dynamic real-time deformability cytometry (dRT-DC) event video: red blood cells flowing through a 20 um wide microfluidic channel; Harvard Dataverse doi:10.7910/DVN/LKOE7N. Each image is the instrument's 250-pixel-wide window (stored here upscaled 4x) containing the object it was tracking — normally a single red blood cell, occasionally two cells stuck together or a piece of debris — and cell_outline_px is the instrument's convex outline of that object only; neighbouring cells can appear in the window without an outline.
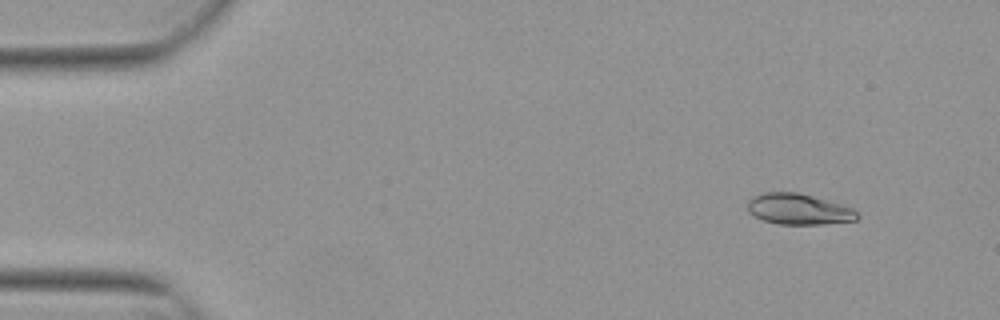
{"species": "Egyptian fruit bat (a non-hibernating species)", "species_latin": "Rousettus aegyptiacus", "temperature_condition": "warm", "stored_images_in_passage": 53, "camera_frame_rate_fps": 3000, "um_per_image_px": 0.085, "animal": {"sex": "female"}, "frame": {"image": 1, "passage_image": 5, "time_ms": 1.333, "image_size_px": [1000, 320], "cell_outline_px": [[860, 216], [856, 220], [824, 224], [776, 224], [764, 220], [748, 212], [748, 200], [752, 196], [760, 192], [796, 192], [812, 196], [840, 204], [852, 208]], "centroid_in_image_um": [67.85, 17.77], "position_along_channel_um": 17.2, "area_um2": 19.65}}
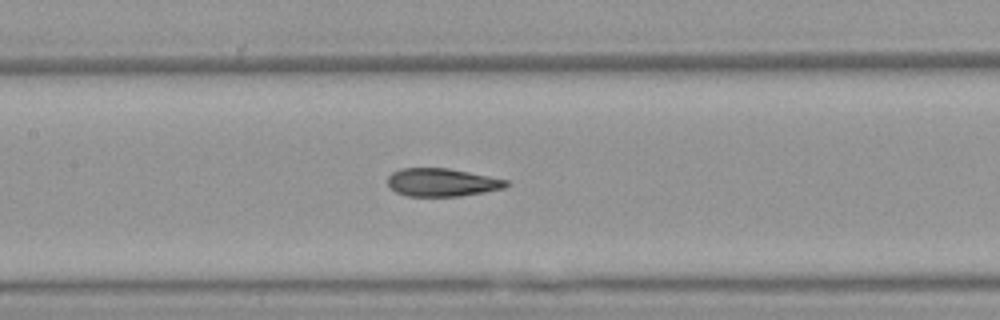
{"frame": {"image": 2, "passage_image": 25, "time_ms": 8.0, "image_size_px": [1000, 320], "cell_outline_px": [[512, 184], [504, 188], [484, 192], [460, 196], [404, 196], [396, 192], [388, 184], [388, 176], [392, 172], [400, 168], [448, 168], [508, 180]], "centroid_in_image_um": [37.57, 15.5], "position_along_channel_um": 169.8, "area_um2": 19.42}}
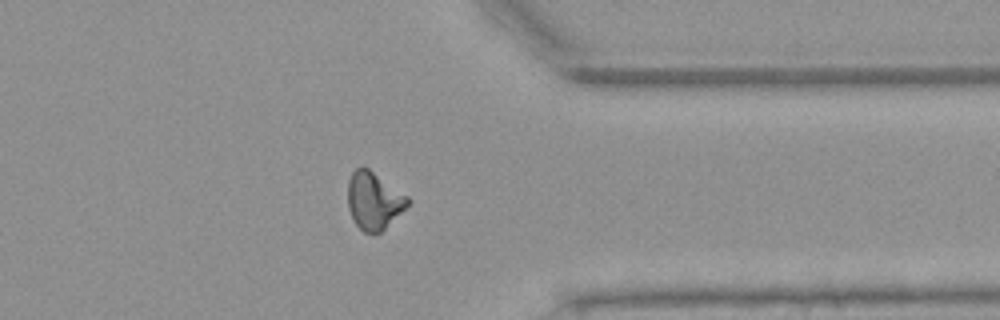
{"frame": {"image": 3, "passage_image": 42, "time_ms": 13.667, "image_size_px": [1000, 320], "cell_outline_px": [[412, 200], [380, 232], [372, 236], [364, 232], [356, 224], [348, 208], [348, 180], [352, 172], [356, 168], [368, 168], [408, 196]], "centroid_in_image_um": [31.76, 17.06], "position_along_channel_um": 379.6, "area_um2": 19.77}, "authors_computed_cell_mechanics": {"area_um2": 19.8254, "velocity_mm_per_s": 3.8474, "shape_relaxation_time_tau1_ms": 7.4837, "shape_relaxation_time_tau2_ms": 1.5561, "deformation_change_tau1": 0.2265, "deformation_change_tau2": 0.081}}